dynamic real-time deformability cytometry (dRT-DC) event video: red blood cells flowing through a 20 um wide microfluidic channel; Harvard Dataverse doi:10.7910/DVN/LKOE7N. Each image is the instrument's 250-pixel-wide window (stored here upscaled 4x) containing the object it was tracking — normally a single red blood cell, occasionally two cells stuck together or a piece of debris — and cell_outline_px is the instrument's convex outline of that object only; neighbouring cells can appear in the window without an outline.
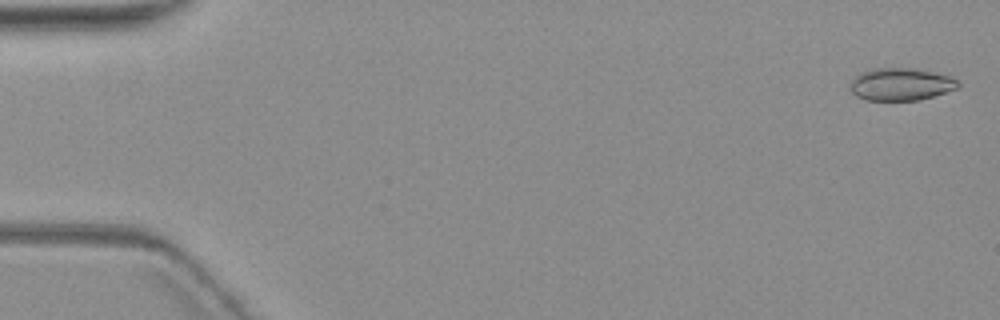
{"species": "common noctule bat (a hibernating species)", "species_latin": "Nyctalus noctula", "temperature_condition": "warm", "stored_images_in_passage": 6, "camera_frame_rate_fps": 3000, "um_per_image_px": 0.085, "animal": {"sex": "female", "body_mass_g": 19.3, "forearm_length_mm": 54.1}, "frame": {"image": 1, "passage_image": 1, "time_ms": 0.0, "image_size_px": [1000, 320], "cell_outline_px": [[960, 84], [956, 88], [920, 100], [864, 100], [856, 96], [852, 92], [848, 84], [860, 72], [872, 68], [920, 68], [952, 76]], "centroid_in_image_um": [76.55, 7.14], "position_along_channel_um": 8.5, "area_um2": 20.63}}